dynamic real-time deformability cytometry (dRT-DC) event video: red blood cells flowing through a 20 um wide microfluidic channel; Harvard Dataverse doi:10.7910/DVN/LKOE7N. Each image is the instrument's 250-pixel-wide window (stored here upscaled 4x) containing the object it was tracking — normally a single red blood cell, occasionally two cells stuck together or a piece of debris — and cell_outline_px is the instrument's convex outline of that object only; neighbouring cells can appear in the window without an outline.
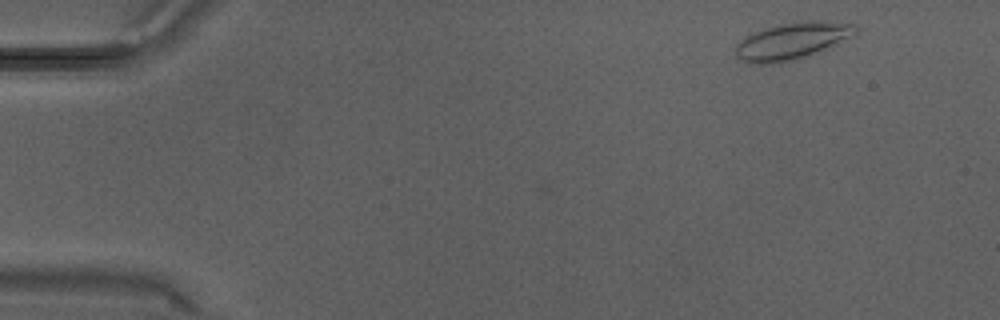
{"species": "Egyptian fruit bat (a non-hibernating species)", "species_latin": "Rousettus aegyptiacus", "temperature_condition": "warm", "stored_images_in_passage": 15, "camera_frame_rate_fps": 3000, "um_per_image_px": 0.085, "animal": {"sex": "male"}, "frame": {"image": 1, "passage_image": 2, "time_ms": 0.333, "image_size_px": [1000, 320], "cell_outline_px": [[856, 36], [816, 52], [780, 64], [752, 64], [736, 56], [736, 44], [752, 32], [780, 24], [812, 20], [856, 24]], "centroid_in_image_um": [67.33, 3.48], "position_along_channel_um": 17.7, "area_um2": 25.55}}
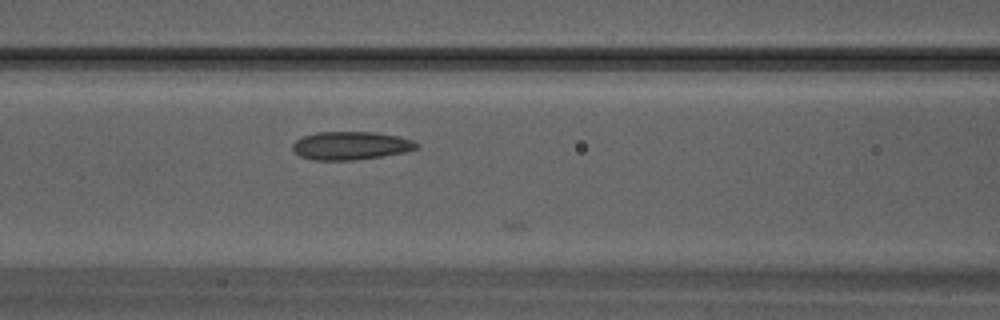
{"frame": {"image": 2, "passage_image": 13, "time_ms": 4.0, "image_size_px": [1000, 320], "cell_outline_px": [[420, 148], [404, 152], [356, 160], [312, 160], [300, 156], [292, 148], [292, 144], [296, 140], [304, 136], [316, 132], [376, 132], [400, 136], [412, 140], [420, 144]], "centroid_in_image_um": [29.84, 12.37], "position_along_channel_um": 136.8, "area_um2": 20.46}}